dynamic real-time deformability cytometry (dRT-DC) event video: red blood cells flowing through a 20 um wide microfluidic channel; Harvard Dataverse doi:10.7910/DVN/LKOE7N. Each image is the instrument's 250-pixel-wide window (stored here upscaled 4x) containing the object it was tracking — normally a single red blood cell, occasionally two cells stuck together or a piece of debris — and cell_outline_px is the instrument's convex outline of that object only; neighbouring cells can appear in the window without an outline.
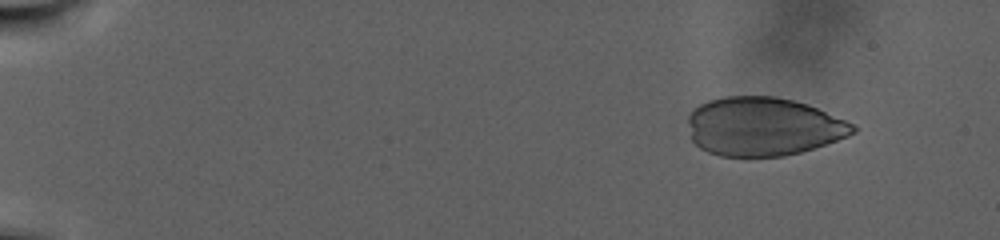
{"species": "human", "species_latin": "Homo sapiens", "temperature_condition": "warm", "stored_images_in_passage": 86, "camera_frame_rate_fps": 3000, "um_per_image_px": 0.085, "donor": {"sex": "male"}, "frame": {"image": 1, "passage_image": 11, "time_ms": 3.333, "image_size_px": [1000, 240], "cell_outline_px": [[856, 132], [848, 136], [800, 152], [784, 156], [720, 156], [708, 152], [700, 148], [692, 140], [688, 120], [688, 116], [700, 104], [708, 100], [724, 96], [776, 96], [808, 104], [844, 120], [852, 124], [856, 128]], "centroid_in_image_um": [64.85, 10.75], "position_along_channel_um": 20.2, "area_um2": 55.95}}
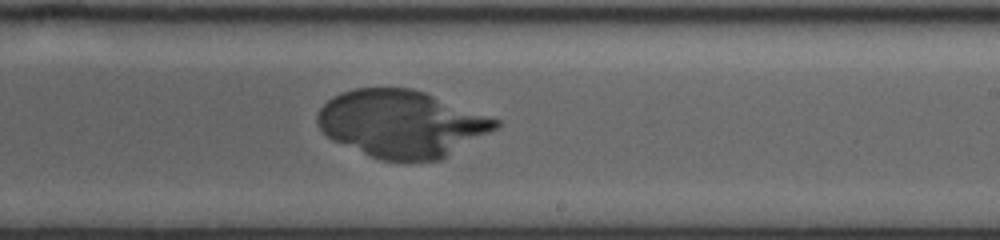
{"frame": {"image": 2, "passage_image": 62, "time_ms": 20.333, "image_size_px": [1000, 240], "cell_outline_px": [[500, 124], [496, 128], [440, 160], [408, 164], [404, 164], [380, 160], [368, 156], [332, 140], [316, 124], [316, 116], [320, 108], [332, 96], [340, 92], [352, 88], [412, 88], [424, 92], [500, 120]], "centroid_in_image_um": [34.08, 10.55], "position_along_channel_um": 254.9, "area_um2": 70.17}}
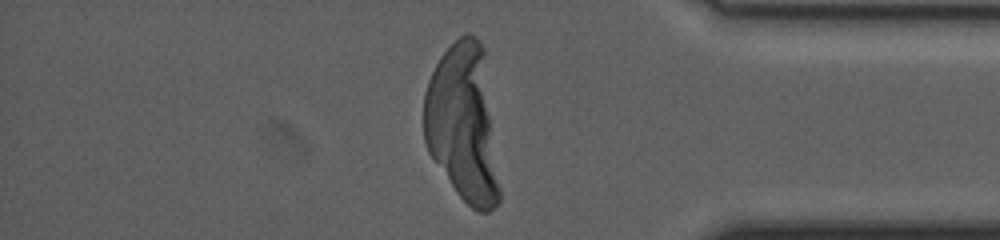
{"frame": {"image": 3, "passage_image": 83, "time_ms": 27.333, "image_size_px": [1000, 240], "cell_outline_px": [[500, 200], [488, 212], [480, 212], [472, 208], [456, 192], [428, 152], [424, 140], [424, 92], [428, 80], [440, 56], [464, 32], [468, 32], [476, 36], [480, 40], [484, 48], [500, 192]], "centroid_in_image_um": [39.35, 10.47], "position_along_channel_um": 395.8, "area_um2": 69.24}}